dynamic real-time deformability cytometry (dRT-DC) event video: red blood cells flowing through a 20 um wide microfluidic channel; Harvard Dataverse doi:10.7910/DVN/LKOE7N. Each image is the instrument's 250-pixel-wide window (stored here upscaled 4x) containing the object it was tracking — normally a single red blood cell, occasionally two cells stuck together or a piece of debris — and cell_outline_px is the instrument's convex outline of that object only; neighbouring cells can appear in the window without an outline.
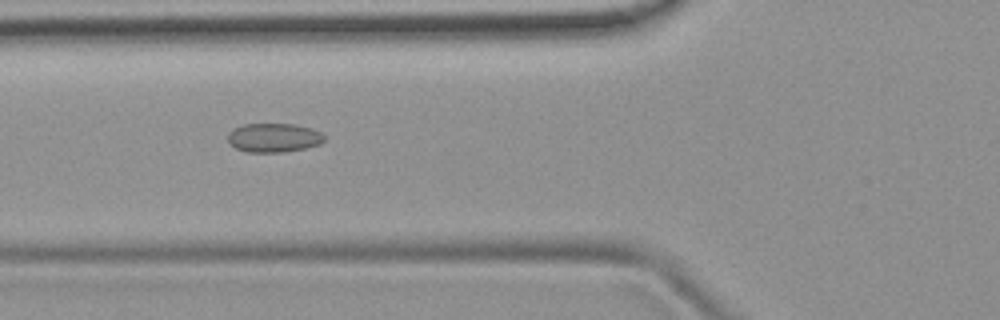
{"species": "common noctule bat (a hibernating species)", "species_latin": "Nyctalus noctula", "temperature_condition": "room temperature", "stored_images_in_passage": 51, "camera_frame_rate_fps": 3000, "um_per_image_px": 0.085, "animal": {"sex": "female", "body_mass_g": 19.9}, "frame": {"image": 1, "passage_image": 19, "time_ms": 6.0, "image_size_px": [1000, 320], "cell_outline_px": [[324, 140], [320, 144], [304, 148], [284, 152], [248, 152], [236, 148], [228, 140], [228, 132], [244, 124], [296, 124], [320, 132], [324, 136]], "centroid_in_image_um": [23.27, 11.7], "position_along_channel_um": 102.5, "area_um2": 16.07}}
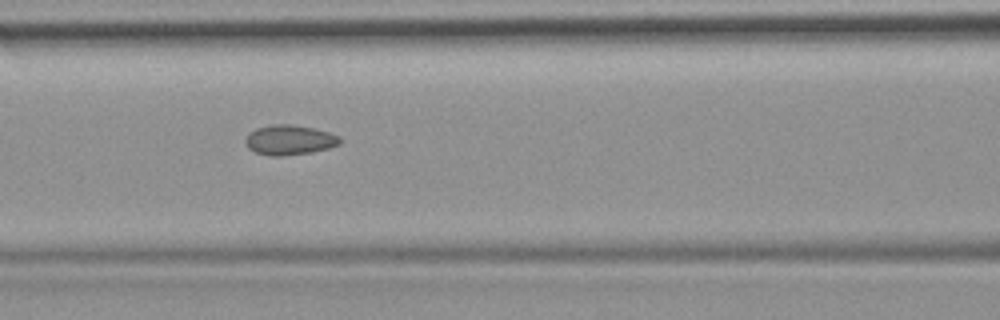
{"frame": {"image": 2, "passage_image": 22, "time_ms": 7.0, "image_size_px": [1000, 320], "cell_outline_px": [[344, 140], [340, 144], [328, 148], [312, 152], [284, 156], [268, 156], [256, 152], [248, 148], [244, 140], [248, 132], [256, 128], [272, 124], [292, 124], [312, 128], [328, 132], [340, 136]], "centroid_in_image_um": [24.6, 11.9], "position_along_channel_um": 142.0, "area_um2": 16.7}}
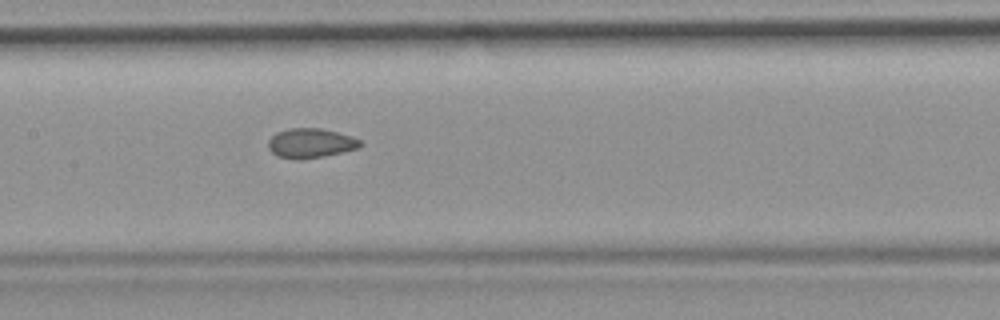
{"frame": {"image": 3, "passage_image": 25, "time_ms": 8.0, "image_size_px": [1000, 320], "cell_outline_px": [[364, 144], [360, 148], [324, 156], [300, 160], [276, 156], [268, 148], [268, 140], [276, 132], [288, 128], [320, 128], [352, 136], [360, 140]], "centroid_in_image_um": [26.41, 12.17], "position_along_channel_um": 181.0, "area_um2": 16.01}, "authors_computed_cell_mechanics": {"area_um2": 16.2418, "velocity_mm_per_s": 3.9144, "shape_relaxation_time_tau1_ms": null, "shape_relaxation_time_tau2_ms": 1.4692, "deformation_change_tau1": null, "deformation_change_tau2": 0.0601}}